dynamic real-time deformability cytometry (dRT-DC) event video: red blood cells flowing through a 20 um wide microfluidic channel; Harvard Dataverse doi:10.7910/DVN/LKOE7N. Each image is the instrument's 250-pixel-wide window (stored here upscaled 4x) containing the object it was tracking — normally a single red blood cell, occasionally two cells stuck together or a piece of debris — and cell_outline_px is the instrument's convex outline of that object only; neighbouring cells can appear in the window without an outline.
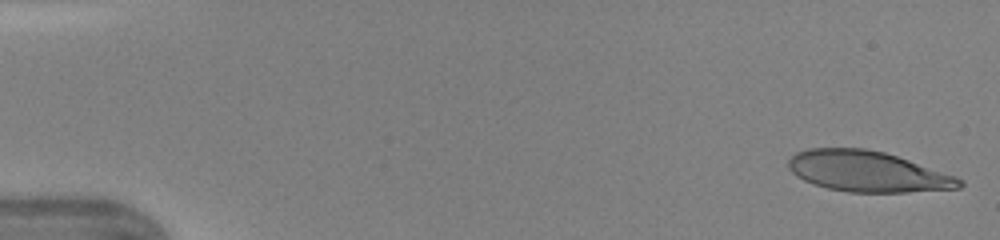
{"species": "human", "species_latin": "Homo sapiens", "temperature_condition": "warm", "stored_images_in_passage": 45, "camera_frame_rate_fps": 3000, "um_per_image_px": 0.085, "donor": {"sex": "female"}, "frame": {"image": 1, "passage_image": 1, "time_ms": 0.0, "image_size_px": [1000, 240], "cell_outline_px": [[964, 184], [960, 188], [908, 192], [848, 192], [828, 188], [804, 180], [796, 176], [788, 168], [788, 160], [796, 152], [808, 148], [864, 148], [884, 152], [956, 176], [964, 180]], "centroid_in_image_um": [73.74, 14.57], "position_along_channel_um": 11.3, "area_um2": 40.4}}
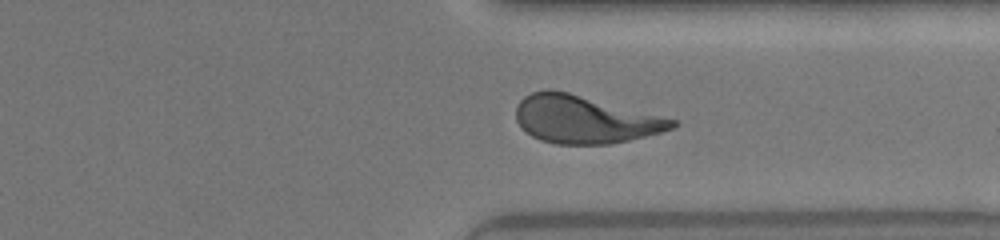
{"frame": {"image": 2, "passage_image": 35, "time_ms": 11.333, "image_size_px": [1000, 240], "cell_outline_px": [[680, 124], [672, 128], [660, 132], [628, 140], [608, 144], [556, 144], [540, 140], [532, 136], [516, 120], [516, 108], [520, 100], [524, 96], [532, 92], [548, 88], [552, 88], [568, 92], [676, 120]], "centroid_in_image_um": [49.65, 10.14], "position_along_channel_um": 361.7, "area_um2": 42.95}}
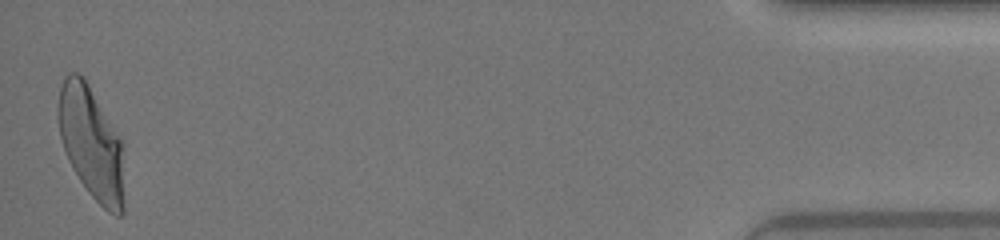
{"frame": {"image": 3, "passage_image": 45, "time_ms": 14.667, "image_size_px": [1000, 240], "cell_outline_px": [[124, 212], [120, 216], [116, 216], [108, 212], [88, 192], [80, 180], [64, 148], [60, 136], [56, 116], [56, 108], [60, 88], [64, 76], [68, 72], [80, 72], [84, 76], [124, 144]], "centroid_in_image_um": [7.78, 12.13], "position_along_channel_um": 427.4, "area_um2": 43.93}, "authors_computed_cell_mechanics": {"area_um2": 43.2922, "velocity_mm_per_s": 4.3676, "shape_relaxation_time_tau1_ms": 5.3524, "shape_relaxation_time_tau2_ms": 0.9393, "deformation_change_tau1": 0.2487, "deformation_change_tau2": 0.1058}}